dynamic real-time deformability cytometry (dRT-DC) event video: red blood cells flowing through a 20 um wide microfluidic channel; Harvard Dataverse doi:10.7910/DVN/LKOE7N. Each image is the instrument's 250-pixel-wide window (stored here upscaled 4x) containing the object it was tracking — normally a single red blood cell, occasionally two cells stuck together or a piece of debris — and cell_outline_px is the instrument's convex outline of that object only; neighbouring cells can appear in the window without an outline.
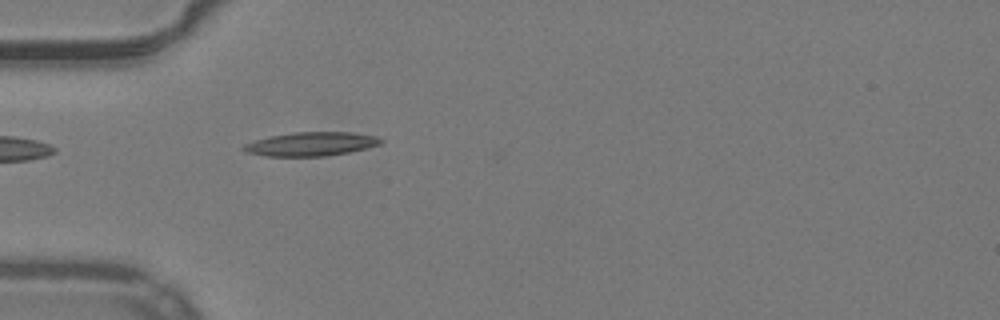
{"species": "common noctule bat (a hibernating species)", "species_latin": "Nyctalus noctula", "temperature_condition": "warm", "stored_images_in_passage": 37, "camera_frame_rate_fps": 3000, "um_per_image_px": 0.085, "animal": {"sex": "male", "body_mass_g": 19.2, "forearm_length_mm": 51.8}, "frame": {"image": 1, "passage_image": 1, "time_ms": 0.0, "image_size_px": [1000, 320], "cell_outline_px": [[384, 140], [380, 144], [368, 148], [348, 152], [324, 156], [264, 156], [244, 152], [240, 148], [244, 144], [268, 136], [292, 132], [352, 132], [376, 136]], "centroid_in_image_um": [26.41, 12.24], "position_along_channel_um": 58.6, "area_um2": 19.19}}
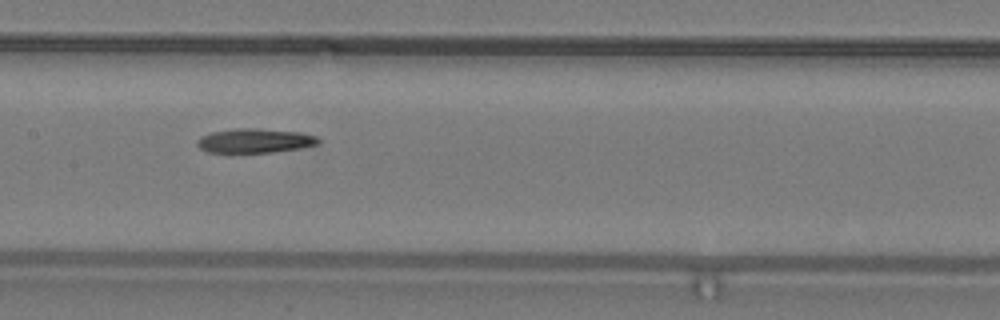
{"frame": {"image": 2, "passage_image": 11, "time_ms": 3.333, "image_size_px": [1000, 320], "cell_outline_px": [[320, 144], [300, 148], [272, 152], [208, 152], [200, 148], [196, 144], [196, 140], [200, 136], [212, 132], [236, 128], [256, 128], [300, 132], [316, 136], [320, 140]], "centroid_in_image_um": [21.66, 11.95], "position_along_channel_um": 185.7, "area_um2": 17.17}}
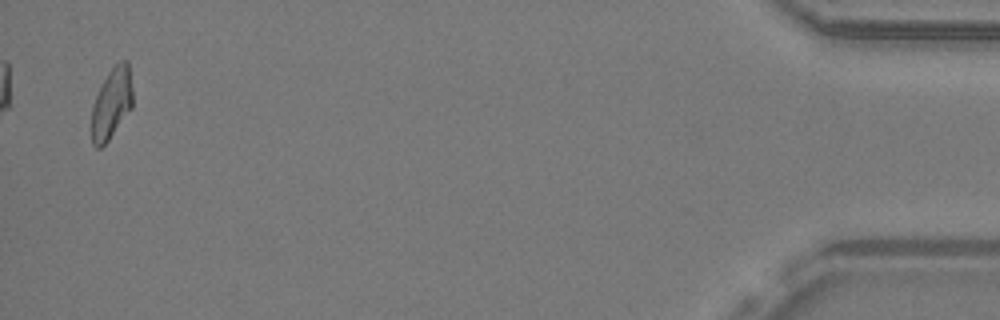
{"frame": {"image": 3, "passage_image": 36, "time_ms": 11.667, "image_size_px": [1000, 320], "cell_outline_px": [[132, 108], [108, 140], [100, 148], [96, 148], [92, 144], [92, 108], [100, 84], [108, 72], [120, 60], [128, 60], [132, 88]], "centroid_in_image_um": [9.49, 8.77], "position_along_channel_um": 425.7, "area_um2": 16.94}, "authors_computed_cell_mechanics": {"area_um2": 17.3978, "velocity_mm_per_s": 3.9439, "shape_relaxation_time_tau1_ms": null, "shape_relaxation_time_tau2_ms": 11.0075, "deformation_change_tau1": null, "deformation_change_tau2": 0.2318}}